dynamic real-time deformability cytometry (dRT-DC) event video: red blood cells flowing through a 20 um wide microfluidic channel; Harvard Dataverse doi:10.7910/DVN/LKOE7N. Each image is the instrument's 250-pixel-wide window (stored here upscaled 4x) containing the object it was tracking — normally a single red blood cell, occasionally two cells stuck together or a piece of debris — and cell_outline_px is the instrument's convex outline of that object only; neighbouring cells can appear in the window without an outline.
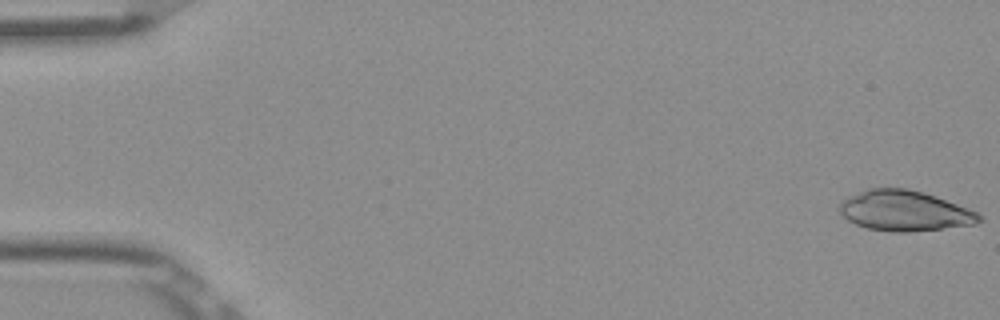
{"species": "Egyptian fruit bat (a non-hibernating species)", "species_latin": "Rousettus aegyptiacus", "temperature_condition": "room temperature", "stored_images_in_passage": 52, "camera_frame_rate_fps": 3000, "um_per_image_px": 0.085, "frame": {"image": 1, "passage_image": 1, "time_ms": 0.0, "image_size_px": [1000, 320], "cell_outline_px": [[984, 220], [976, 224], [908, 232], [892, 232], [868, 228], [856, 224], [848, 220], [840, 212], [840, 204], [848, 196], [868, 188], [908, 188], [924, 192], [936, 196], [968, 208], [976, 212]], "centroid_in_image_um": [76.9, 17.91], "position_along_channel_um": 8.1, "area_um2": 32.71}}
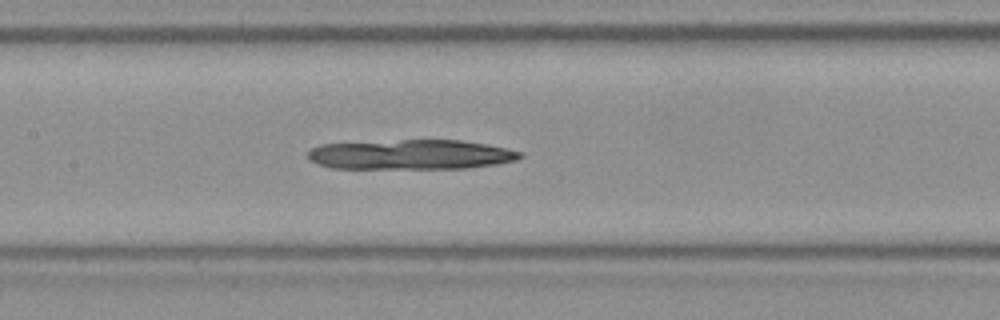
{"frame": {"image": 2, "passage_image": 25, "time_ms": 8.0, "image_size_px": [1000, 320], "cell_outline_px": [[524, 156], [516, 160], [496, 164], [464, 168], [332, 168], [316, 164], [308, 160], [308, 152], [312, 148], [320, 144], [400, 140], [460, 140], [484, 144], [524, 152]], "centroid_in_image_um": [34.9, 13.14], "position_along_channel_um": 172.5, "area_um2": 36.76}}
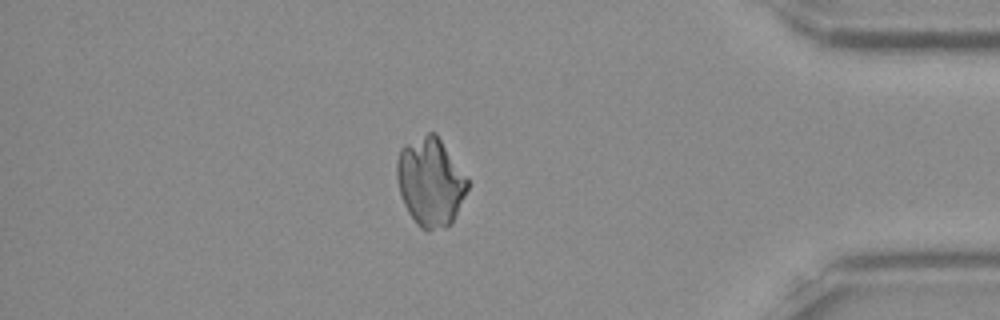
{"frame": {"image": 3, "passage_image": 45, "time_ms": 14.667, "image_size_px": [1000, 320], "cell_outline_px": [[468, 188], [452, 224], [444, 228], [428, 232], [420, 228], [416, 224], [408, 212], [404, 204], [400, 192], [396, 176], [396, 160], [400, 148], [404, 144], [428, 132], [436, 132], [468, 180]], "centroid_in_image_um": [36.56, 15.48], "position_along_channel_um": 398.6, "area_um2": 36.65}}